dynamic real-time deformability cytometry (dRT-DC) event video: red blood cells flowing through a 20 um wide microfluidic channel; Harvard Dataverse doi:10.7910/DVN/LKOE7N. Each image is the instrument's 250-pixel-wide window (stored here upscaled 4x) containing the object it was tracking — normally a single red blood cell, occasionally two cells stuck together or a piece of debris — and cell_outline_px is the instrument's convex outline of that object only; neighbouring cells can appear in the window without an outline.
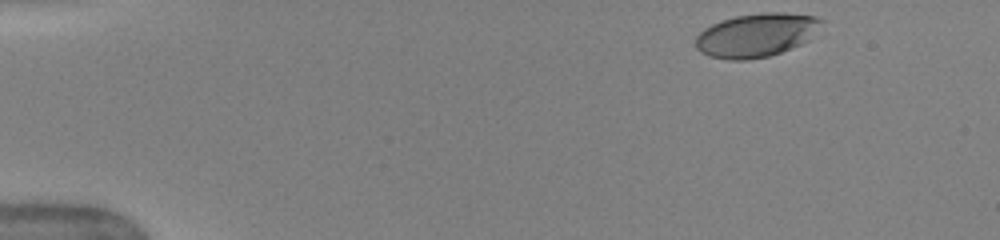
{"species": "human", "species_latin": "Homo sapiens", "temperature_condition": "warm", "stored_images_in_passage": 20, "camera_frame_rate_fps": 3000, "um_per_image_px": 0.085, "donor": {"sex": "female"}, "frame": {"image": 1, "passage_image": 1, "time_ms": 0.0, "image_size_px": [1000, 240], "cell_outline_px": [[824, 20], [808, 40], [800, 44], [780, 52], [768, 56], [748, 60], [728, 60], [708, 56], [700, 52], [696, 48], [696, 36], [704, 28], [720, 20], [736, 16], [760, 12], [784, 12], [816, 16]], "centroid_in_image_um": [64.25, 2.98], "position_along_channel_um": 20.7, "area_um2": 32.02}}
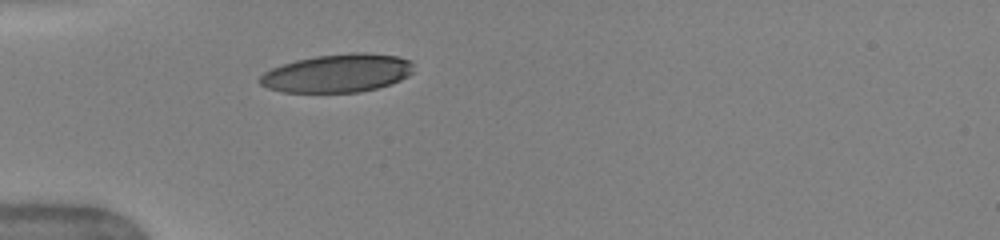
{"frame": {"image": 2, "passage_image": 6, "time_ms": 3.333, "image_size_px": [1000, 240], "cell_outline_px": [[412, 72], [408, 76], [400, 80], [376, 88], [360, 92], [284, 92], [268, 88], [260, 84], [256, 80], [264, 72], [272, 68], [296, 60], [316, 56], [352, 52], [364, 52], [396, 56], [412, 60]], "centroid_in_image_um": [28.67, 6.22], "position_along_channel_um": 56.3, "area_um2": 34.22}}